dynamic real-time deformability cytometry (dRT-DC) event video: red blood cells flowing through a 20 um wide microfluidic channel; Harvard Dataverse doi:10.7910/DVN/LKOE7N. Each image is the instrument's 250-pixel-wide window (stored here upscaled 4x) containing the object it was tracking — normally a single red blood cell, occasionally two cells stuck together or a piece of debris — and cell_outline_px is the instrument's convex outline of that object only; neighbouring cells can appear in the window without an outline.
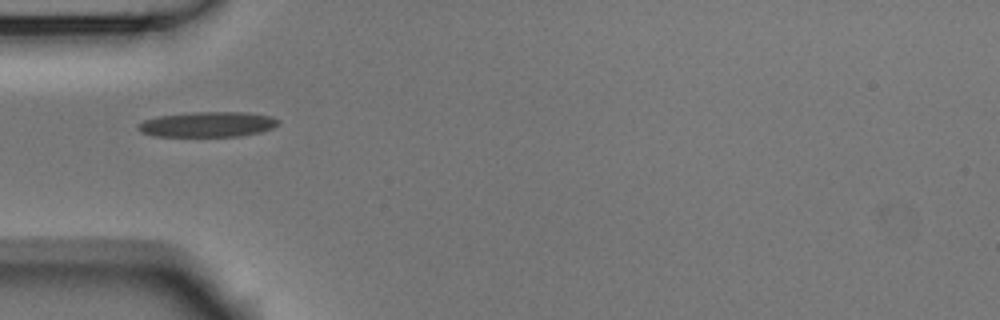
{"species": "Egyptian fruit bat (a non-hibernating species)", "species_latin": "Rousettus aegyptiacus", "temperature_condition": "room temperature", "stored_images_in_passage": 38, "camera_frame_rate_fps": 3000, "um_per_image_px": 0.085, "animal": {"sex": "male"}, "frame": {"image": 1, "passage_image": 1, "time_ms": 0.0, "image_size_px": [1000, 320], "cell_outline_px": [[280, 124], [272, 128], [260, 132], [240, 136], [156, 136], [140, 132], [136, 128], [144, 120], [160, 116], [196, 112], [244, 112], [272, 116], [280, 120]], "centroid_in_image_um": [17.69, 10.57], "position_along_channel_um": 67.3, "area_um2": 20.52}}
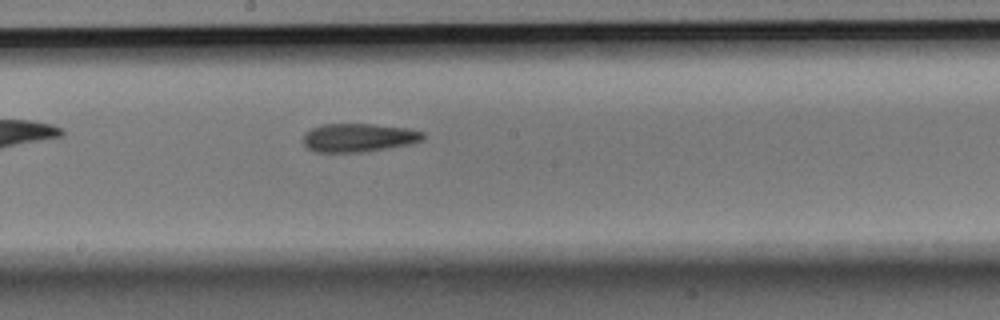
{"frame": {"image": 2, "passage_image": 13, "time_ms": 4.0, "image_size_px": [1000, 320], "cell_outline_px": [[424, 140], [412, 144], [364, 152], [316, 152], [308, 148], [304, 144], [304, 132], [320, 124], [372, 124], [408, 128], [424, 132]], "centroid_in_image_um": [30.5, 11.7], "position_along_channel_um": 217.7, "area_um2": 20.06}}
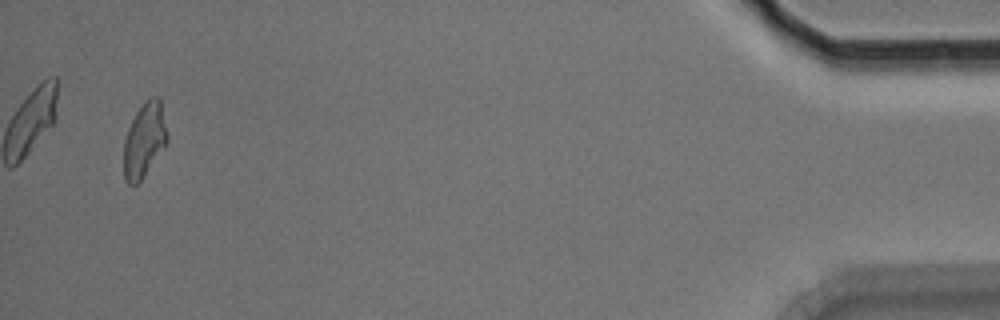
{"frame": {"image": 3, "passage_image": 36, "time_ms": 11.667, "image_size_px": [1000, 320], "cell_outline_px": [[168, 140], [164, 148], [140, 180], [136, 184], [128, 184], [124, 180], [124, 140], [128, 128], [136, 112], [152, 96], [160, 96], [168, 136]], "centroid_in_image_um": [12.28, 11.9], "position_along_channel_um": 422.9, "area_um2": 18.67}, "authors_computed_cell_mechanics": {"area_um2": 19.4497, "velocity_mm_per_s": 3.7437, "shape_relaxation_time_tau1_ms": null, "shape_relaxation_time_tau2_ms": 4.0937, "deformation_change_tau1": null, "deformation_change_tau2": 0.124}}